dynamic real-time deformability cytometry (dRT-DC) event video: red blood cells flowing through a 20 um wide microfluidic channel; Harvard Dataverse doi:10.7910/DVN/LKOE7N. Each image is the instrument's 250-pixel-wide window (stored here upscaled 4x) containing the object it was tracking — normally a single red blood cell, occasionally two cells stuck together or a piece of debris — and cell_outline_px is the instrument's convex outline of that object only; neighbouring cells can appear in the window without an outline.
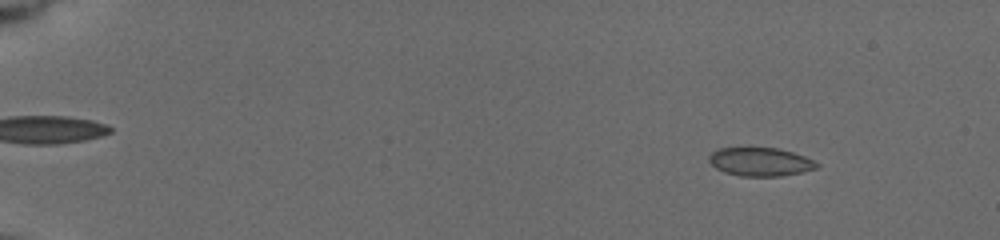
{"species": "common noctule bat (a hibernating species)", "species_latin": "Nyctalus noctula", "temperature_condition": "cold", "stored_images_in_passage": 56, "camera_frame_rate_fps": 3000, "um_per_image_px": 0.085, "animal": {"sex": "female", "body_mass_g": 19.5, "forearm_length_mm": 54.1}, "frame": {"image": 1, "passage_image": 7, "time_ms": 2.0, "image_size_px": [1000, 240], "cell_outline_px": [[820, 164], [816, 168], [804, 172], [780, 176], [740, 176], [724, 172], [716, 168], [708, 160], [708, 156], [716, 148], [748, 144], [776, 148], [792, 152], [804, 156]], "centroid_in_image_um": [64.55, 13.7], "position_along_channel_um": 20.4, "area_um2": 18.73}}
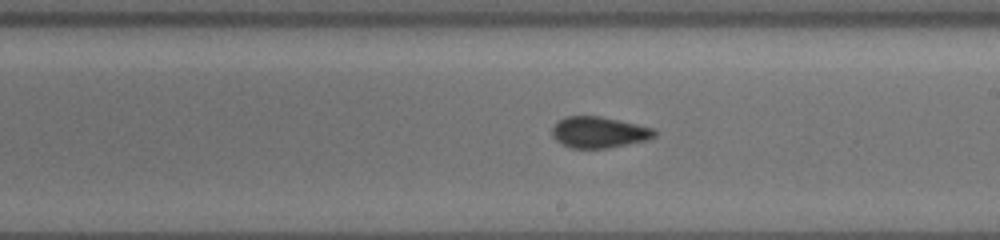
{"frame": {"image": 2, "passage_image": 35, "time_ms": 11.333, "image_size_px": [1000, 240], "cell_outline_px": [[656, 136], [648, 140], [608, 148], [572, 148], [556, 140], [552, 136], [552, 128], [560, 120], [568, 116], [600, 116], [636, 124], [652, 128], [656, 132]], "centroid_in_image_um": [50.92, 11.25], "position_along_channel_um": 238.1, "area_um2": 18.38}}
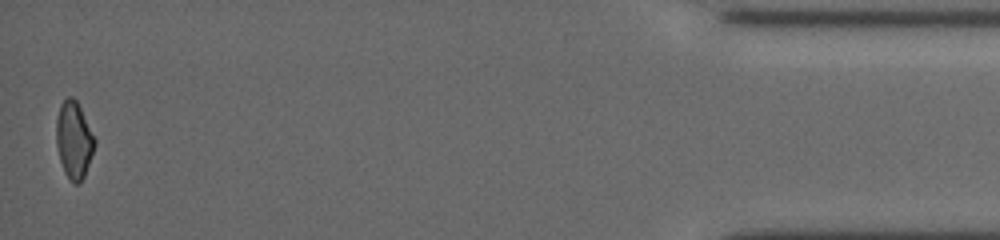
{"frame": {"image": 3, "passage_image": 56, "time_ms": 18.333, "image_size_px": [1000, 240], "cell_outline_px": [[96, 144], [84, 176], [80, 184], [72, 184], [64, 172], [60, 160], [56, 144], [56, 120], [60, 104], [68, 96], [72, 96], [76, 100], [96, 140]], "centroid_in_image_um": [6.27, 11.92], "position_along_channel_um": 428.9, "area_um2": 17.22}, "authors_computed_cell_mechanics": {"area_um2": 18.207, "velocity_mm_per_s": 3.7722, "shape_relaxation_time_tau1_ms": null, "shape_relaxation_time_tau2_ms": 2.5015, "deformation_change_tau1": null, "deformation_change_tau2": 0.0541}}